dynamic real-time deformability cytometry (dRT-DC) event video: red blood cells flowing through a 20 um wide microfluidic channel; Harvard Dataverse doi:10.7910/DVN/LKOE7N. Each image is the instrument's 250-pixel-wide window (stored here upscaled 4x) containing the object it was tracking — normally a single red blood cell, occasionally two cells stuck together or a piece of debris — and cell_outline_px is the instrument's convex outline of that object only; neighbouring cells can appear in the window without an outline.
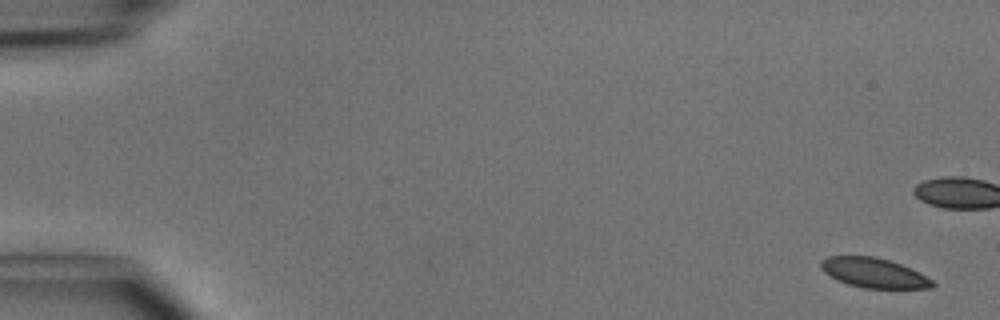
{"species": "common noctule bat (a hibernating species)", "species_latin": "Nyctalus noctula", "temperature_condition": "cold", "stored_images_in_passage": 8, "camera_frame_rate_fps": 3000, "um_per_image_px": 0.085, "animal": {"sex": "male", "body_mass_g": 15.6}, "frame": {"image": 1, "passage_image": 1, "time_ms": 0.0, "image_size_px": [1000, 320], "cell_outline_px": [[936, 284], [932, 288], [864, 288], [848, 284], [836, 280], [824, 272], [820, 268], [820, 260], [828, 256], [876, 256], [900, 264], [932, 280]], "centroid_in_image_um": [74.21, 23.19], "position_along_channel_um": 10.8, "area_um2": 19.19}}
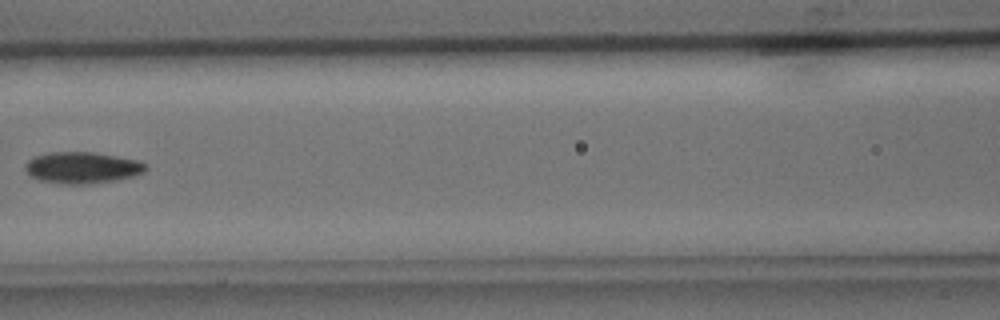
{"frame": {"image": 2, "passage_image": 7, "time_ms": 8.0, "image_size_px": [1000, 320], "cell_outline_px": [[148, 168], [144, 172], [120, 180], [92, 184], [60, 184], [40, 180], [28, 176], [24, 168], [24, 164], [28, 160], [36, 156], [52, 152], [92, 152], [140, 160], [148, 164]], "centroid_in_image_um": [7.0, 14.26], "position_along_channel_um": 159.6, "area_um2": 22.48}}
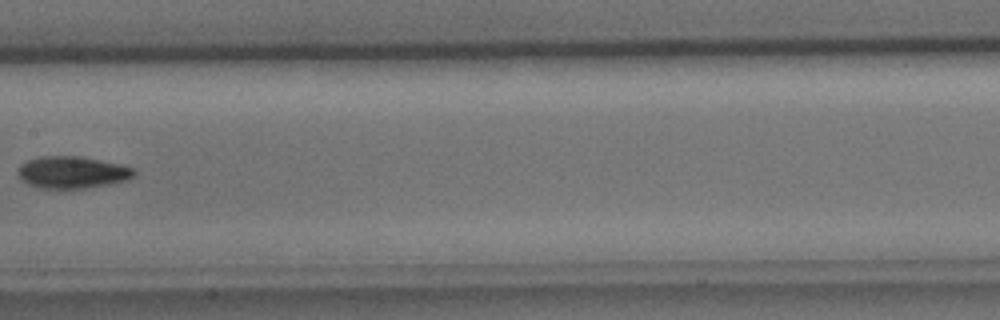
{"frame": {"image": 3, "passage_image": 8, "time_ms": 9.0, "image_size_px": [1000, 320], "cell_outline_px": [[136, 172], [128, 180], [108, 184], [84, 188], [40, 188], [28, 184], [20, 180], [16, 172], [20, 164], [28, 160], [40, 156], [80, 156], [120, 164], [136, 168]], "centroid_in_image_um": [6.11, 14.64], "position_along_channel_um": 201.3, "area_um2": 21.79}}